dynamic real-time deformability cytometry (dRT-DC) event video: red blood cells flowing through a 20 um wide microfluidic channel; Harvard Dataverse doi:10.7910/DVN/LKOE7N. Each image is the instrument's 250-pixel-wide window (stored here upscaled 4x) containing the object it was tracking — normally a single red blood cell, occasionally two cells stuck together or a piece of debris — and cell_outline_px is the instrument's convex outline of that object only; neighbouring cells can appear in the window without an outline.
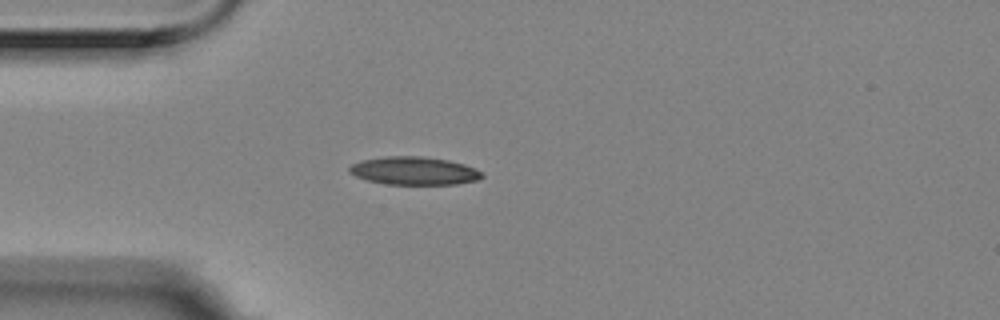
{"species": "Egyptian fruit bat (a non-hibernating species)", "species_latin": "Rousettus aegyptiacus", "temperature_condition": "room temperature", "stored_images_in_passage": 4, "camera_frame_rate_fps": 3000, "um_per_image_px": 0.085, "animal": {"sex": "female"}, "frame": {"image": 1, "passage_image": 3, "time_ms": 0.667, "image_size_px": [1000, 320], "cell_outline_px": [[484, 176], [476, 180], [456, 184], [384, 184], [368, 180], [356, 176], [348, 172], [348, 168], [352, 164], [360, 160], [384, 156], [424, 156], [448, 160], [464, 164], [480, 172]], "centroid_in_image_um": [35.14, 14.51], "position_along_channel_um": 49.9, "area_um2": 21.62}}